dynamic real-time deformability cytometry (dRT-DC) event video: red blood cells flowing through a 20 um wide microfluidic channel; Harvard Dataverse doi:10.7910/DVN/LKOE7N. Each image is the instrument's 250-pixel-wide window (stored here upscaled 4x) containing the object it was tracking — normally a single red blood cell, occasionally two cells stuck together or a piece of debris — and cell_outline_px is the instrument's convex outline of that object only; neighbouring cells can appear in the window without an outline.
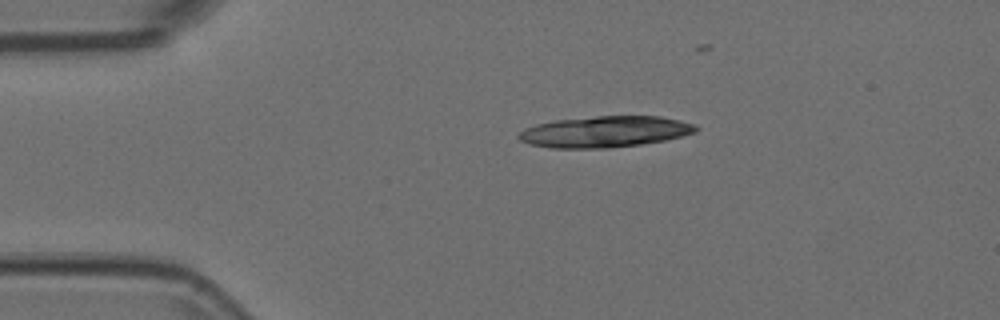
{"species": "Egyptian fruit bat (a non-hibernating species)", "species_latin": "Rousettus aegyptiacus", "temperature_condition": "room temperature", "stored_images_in_passage": 8, "camera_frame_rate_fps": 3000, "um_per_image_px": 0.085, "animal": {"sex": "female"}, "frame": {"image": 1, "passage_image": 1, "time_ms": 0.0, "image_size_px": [1000, 320], "cell_outline_px": [[700, 128], [696, 132], [684, 136], [664, 140], [640, 144], [604, 148], [552, 148], [532, 144], [520, 140], [516, 136], [524, 128], [536, 124], [556, 120], [596, 116], [660, 116], [680, 120], [696, 124]], "centroid_in_image_um": [51.45, 11.19], "position_along_channel_um": 33.5, "area_um2": 32.19}}